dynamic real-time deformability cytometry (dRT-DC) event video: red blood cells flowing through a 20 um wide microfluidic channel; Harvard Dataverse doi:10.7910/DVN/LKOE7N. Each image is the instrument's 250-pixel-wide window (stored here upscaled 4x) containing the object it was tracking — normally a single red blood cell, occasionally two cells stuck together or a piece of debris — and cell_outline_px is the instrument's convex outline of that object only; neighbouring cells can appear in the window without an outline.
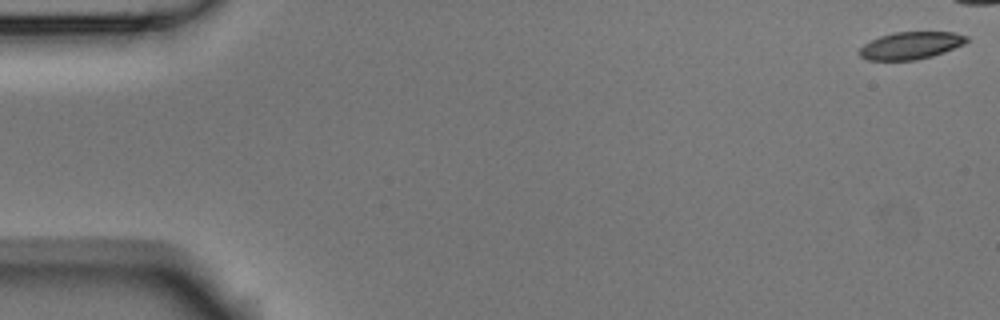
{"species": "Egyptian fruit bat (a non-hibernating species)", "species_latin": "Rousettus aegyptiacus", "temperature_condition": "room temperature", "stored_images_in_passage": 4, "camera_frame_rate_fps": 3000, "um_per_image_px": 0.085, "animal": {"sex": "male"}, "frame": {"image": 1, "passage_image": 1, "time_ms": 0.0, "image_size_px": [1000, 320], "cell_outline_px": [[968, 40], [964, 44], [944, 52], [932, 56], [916, 60], [868, 60], [860, 56], [856, 52], [864, 44], [880, 36], [892, 32], [952, 32], [968, 36]], "centroid_in_image_um": [77.39, 3.87], "position_along_channel_um": 7.6, "area_um2": 17.11}}